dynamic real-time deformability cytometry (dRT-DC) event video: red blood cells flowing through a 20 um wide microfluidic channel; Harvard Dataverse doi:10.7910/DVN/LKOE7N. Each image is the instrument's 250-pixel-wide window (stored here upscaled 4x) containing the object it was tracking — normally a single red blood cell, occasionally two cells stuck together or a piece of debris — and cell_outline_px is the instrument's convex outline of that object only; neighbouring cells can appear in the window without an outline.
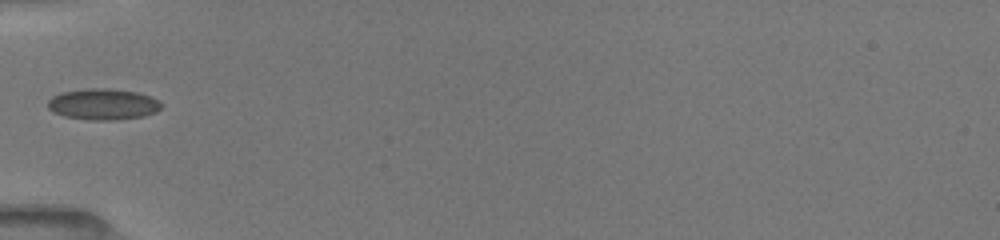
{"species": "common noctule bat (a hibernating species)", "species_latin": "Nyctalus noctula", "temperature_condition": "room temperature", "stored_images_in_passage": 5, "camera_frame_rate_fps": 3000, "um_per_image_px": 0.085, "animal": {"sex": "female", "body_mass_g": 19.5, "forearm_length_mm": 54.1}, "frame": {"image": 1, "passage_image": 1, "time_ms": 0.0, "image_size_px": [1000, 240], "cell_outline_px": [[160, 108], [156, 112], [144, 116], [112, 120], [92, 120], [64, 116], [52, 112], [48, 108], [48, 100], [52, 96], [60, 92], [88, 88], [112, 88], [136, 92], [160, 100]], "centroid_in_image_um": [8.73, 8.85], "position_along_channel_um": 76.3, "area_um2": 20.63}}